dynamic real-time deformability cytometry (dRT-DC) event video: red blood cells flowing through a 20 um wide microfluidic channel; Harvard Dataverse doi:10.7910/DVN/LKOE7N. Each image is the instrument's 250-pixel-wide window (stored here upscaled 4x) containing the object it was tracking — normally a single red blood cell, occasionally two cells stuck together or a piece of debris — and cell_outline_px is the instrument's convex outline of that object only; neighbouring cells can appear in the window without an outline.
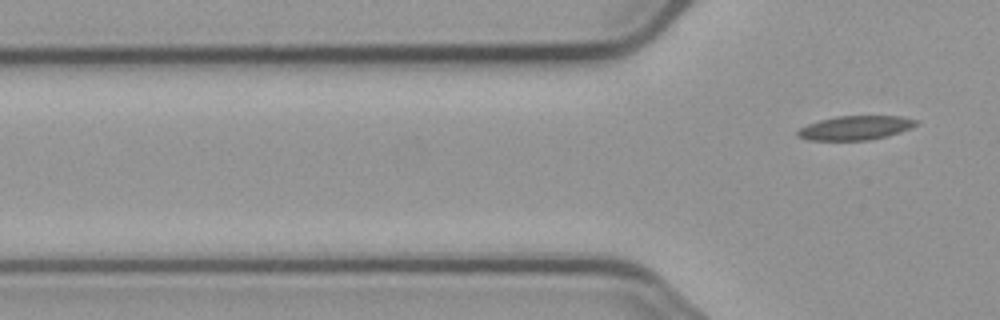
{"species": "common noctule bat (a hibernating species)", "species_latin": "Nyctalus noctula", "temperature_condition": "cold", "stored_images_in_passage": 7, "segment_of_instrument_passage": [2, 2], "camera_frame_rate_fps": 3000, "um_per_image_px": 0.085, "animal": {"sex": "male", "body_mass_g": 23.1, "forearm_length_mm": 52.7}, "frame": {"image": 1, "passage_image": 7, "time_ms": 7.0, "image_size_px": [1000, 320], "cell_outline_px": [[916, 124], [900, 132], [888, 136], [868, 140], [808, 140], [796, 136], [796, 132], [800, 128], [808, 124], [820, 120], [836, 116], [900, 116], [916, 120]], "centroid_in_image_um": [72.65, 10.87], "position_along_channel_um": 53.1, "area_um2": 16.47}}